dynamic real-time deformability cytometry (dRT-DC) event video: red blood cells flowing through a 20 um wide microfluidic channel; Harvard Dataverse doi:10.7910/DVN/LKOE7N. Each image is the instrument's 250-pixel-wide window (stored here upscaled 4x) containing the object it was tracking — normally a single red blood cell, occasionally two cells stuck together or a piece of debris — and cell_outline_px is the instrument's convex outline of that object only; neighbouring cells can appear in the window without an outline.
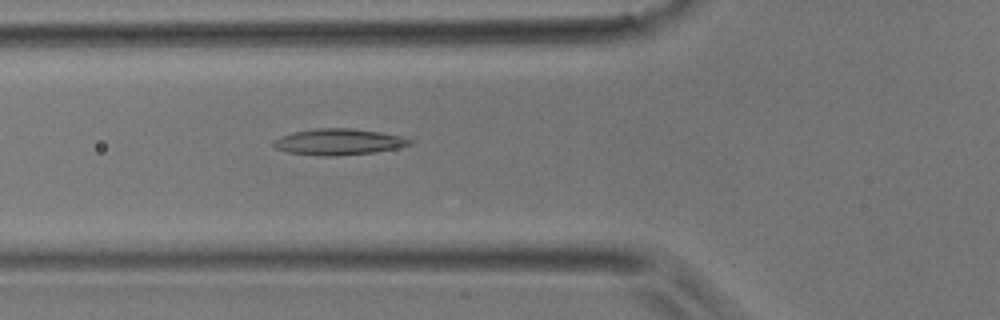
{"species": "common noctule bat (a hibernating species)", "species_latin": "Nyctalus noctula", "temperature_condition": "room temperature", "stored_images_in_passage": 35, "camera_frame_rate_fps": 3000, "um_per_image_px": 0.085, "animal": {"sex": "male", "body_mass_g": 17.9}, "frame": {"image": 1, "passage_image": 7, "time_ms": 2.0, "image_size_px": [1000, 320], "cell_outline_px": [[412, 144], [396, 148], [376, 152], [332, 156], [316, 156], [284, 152], [276, 148], [272, 144], [272, 140], [292, 132], [316, 128], [352, 128], [380, 132], [400, 136], [412, 140]], "centroid_in_image_um": [28.73, 12.06], "position_along_channel_um": 97.1, "area_um2": 20.92}}
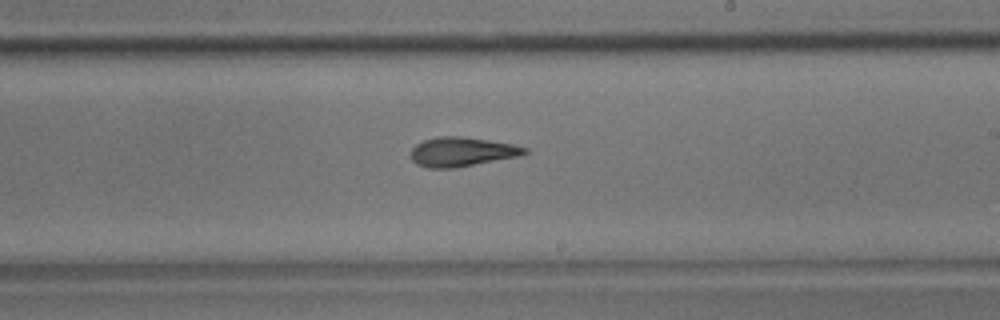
{"frame": {"image": 2, "passage_image": 17, "time_ms": 5.333, "image_size_px": [1000, 320], "cell_outline_px": [[532, 152], [520, 156], [456, 168], [428, 168], [416, 164], [412, 160], [412, 148], [416, 144], [424, 140], [440, 136], [460, 136], [488, 140], [512, 144], [528, 148]], "centroid_in_image_um": [39.3, 12.91], "position_along_channel_um": 249.7, "area_um2": 19.54}}
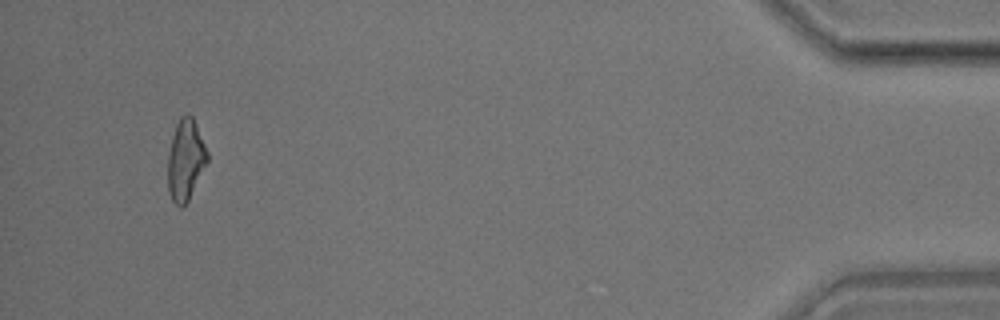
{"frame": {"image": 3, "passage_image": 33, "time_ms": 10.667, "image_size_px": [1000, 320], "cell_outline_px": [[208, 160], [188, 200], [180, 208], [172, 200], [168, 192], [168, 156], [172, 136], [176, 124], [180, 116], [188, 112], [192, 116], [208, 152]], "centroid_in_image_um": [15.76, 13.57], "position_along_channel_um": 419.4, "area_um2": 18.44}}